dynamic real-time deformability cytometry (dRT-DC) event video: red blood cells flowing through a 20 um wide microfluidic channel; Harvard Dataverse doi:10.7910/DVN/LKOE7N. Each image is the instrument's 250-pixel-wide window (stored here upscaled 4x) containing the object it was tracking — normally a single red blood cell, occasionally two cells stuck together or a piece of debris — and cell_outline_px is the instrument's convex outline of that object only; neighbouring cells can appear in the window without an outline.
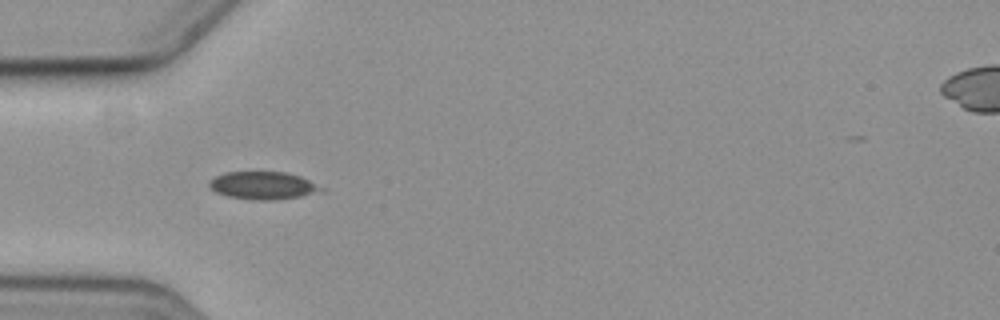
{"species": "common noctule bat (a hibernating species)", "species_latin": "Nyctalus noctula", "temperature_condition": "cold", "stored_images_in_passage": 15, "camera_frame_rate_fps": 3000, "um_per_image_px": 0.085, "animal": {"sex": "female", "body_mass_g": 19.3, "forearm_length_mm": 54.1}, "frame": {"image": 1, "passage_image": 5, "time_ms": 5.333, "image_size_px": [1000, 320], "cell_outline_px": [[328, 188], [324, 192], [300, 196], [272, 200], [252, 200], [228, 196], [216, 192], [208, 184], [208, 180], [224, 172], [288, 172], [300, 176]], "centroid_in_image_um": [22.42, 15.76], "position_along_channel_um": 62.6, "area_um2": 18.32}}
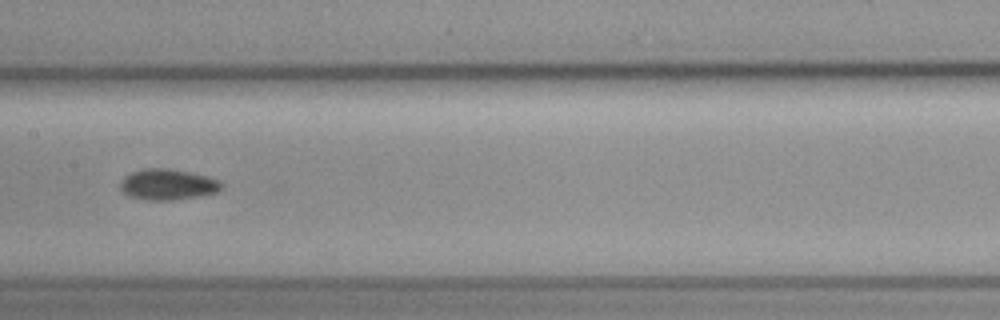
{"frame": {"image": 2, "passage_image": 8, "time_ms": 9.0, "image_size_px": [1000, 320], "cell_outline_px": [[224, 184], [216, 192], [200, 196], [172, 200], [144, 200], [128, 196], [120, 188], [120, 184], [124, 176], [132, 172], [144, 168], [168, 168], [208, 176], [220, 180]], "centroid_in_image_um": [14.25, 15.68], "position_along_channel_um": 193.1, "area_um2": 18.26}}
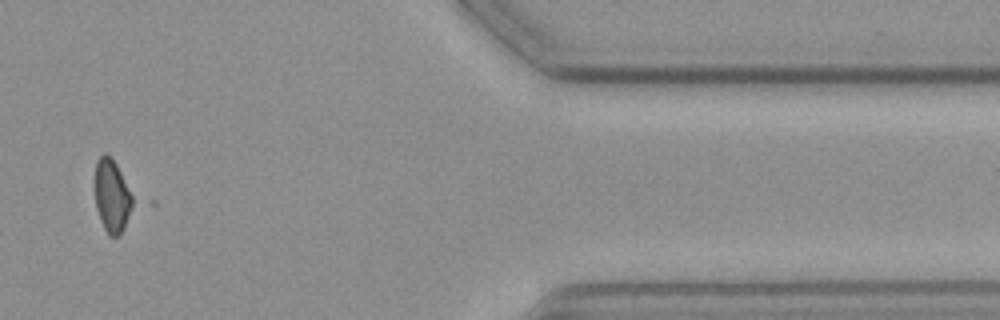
{"frame": {"image": 3, "passage_image": 14, "time_ms": 16.0, "image_size_px": [1000, 320], "cell_outline_px": [[156, 204], [120, 236], [108, 236], [100, 220], [96, 208], [96, 160], [104, 152], [152, 196], [156, 200]], "centroid_in_image_um": [10.12, 16.78], "position_along_channel_um": 401.3, "area_um2": 21.96}}